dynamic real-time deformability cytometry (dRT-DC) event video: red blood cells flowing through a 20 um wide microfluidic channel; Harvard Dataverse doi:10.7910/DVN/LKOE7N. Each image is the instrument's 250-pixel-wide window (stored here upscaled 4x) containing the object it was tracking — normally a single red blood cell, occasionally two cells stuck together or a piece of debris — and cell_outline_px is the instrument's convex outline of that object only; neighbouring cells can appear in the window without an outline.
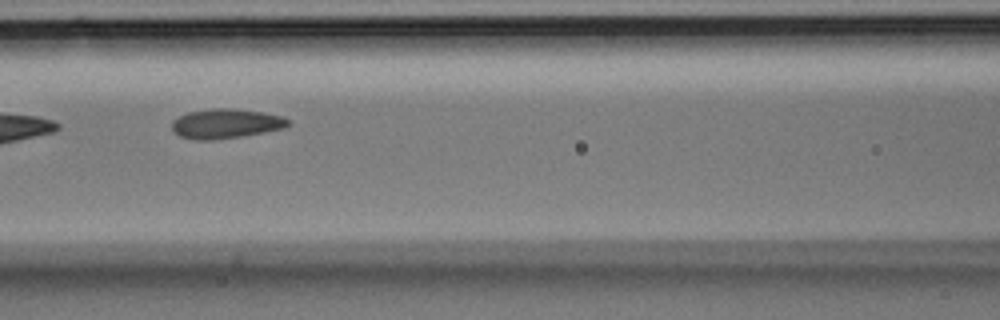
{"species": "Egyptian fruit bat (a non-hibernating species)", "species_latin": "Rousettus aegyptiacus", "temperature_condition": "room temperature", "stored_images_in_passage": 8, "camera_frame_rate_fps": 3000, "um_per_image_px": 0.085, "animal": {"sex": "male"}, "frame": {"image": 1, "passage_image": 7, "time_ms": 2.0, "image_size_px": [1000, 320], "cell_outline_px": [[292, 124], [284, 128], [264, 132], [216, 140], [192, 140], [180, 136], [172, 132], [172, 120], [188, 112], [212, 108], [232, 108], [264, 112], [284, 116]], "centroid_in_image_um": [19.19, 10.51], "position_along_channel_um": 147.4, "area_um2": 20.29}}
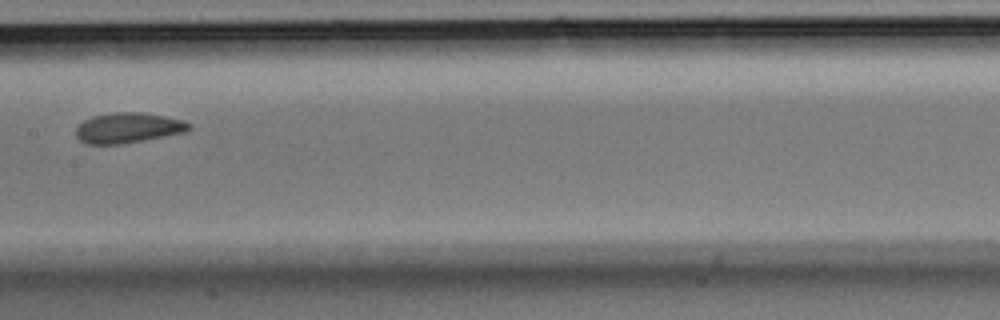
{"frame": {"image": 2, "passage_image": 8, "time_ms": 2.333, "image_size_px": [1000, 320], "cell_outline_px": [[192, 128], [184, 132], [120, 144], [88, 144], [80, 140], [76, 136], [76, 128], [84, 120], [92, 116], [112, 112], [140, 112], [164, 116], [184, 120], [192, 124]], "centroid_in_image_um": [10.88, 10.85], "position_along_channel_um": 196.5, "area_um2": 19.83}}